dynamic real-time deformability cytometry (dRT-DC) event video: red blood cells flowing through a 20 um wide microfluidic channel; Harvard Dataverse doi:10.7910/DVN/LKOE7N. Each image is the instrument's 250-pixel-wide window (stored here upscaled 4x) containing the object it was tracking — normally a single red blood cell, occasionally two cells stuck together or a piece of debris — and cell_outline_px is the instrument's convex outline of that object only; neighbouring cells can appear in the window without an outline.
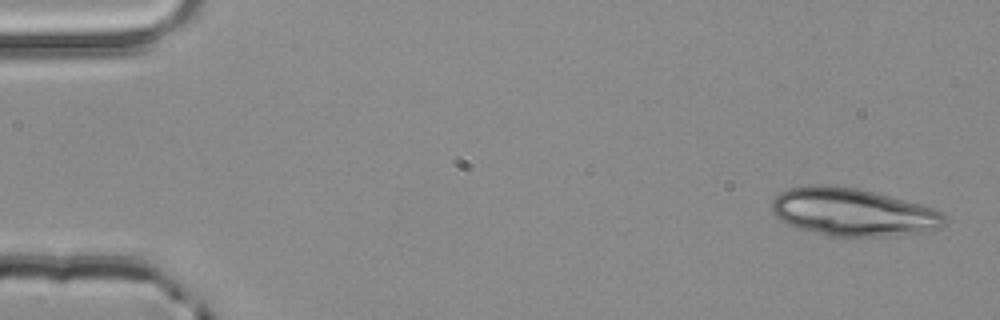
{"species": "common noctule bat (a hibernating species)", "species_latin": "Nyctalus noctula", "temperature_condition": "room temperature", "stored_images_in_passage": 5, "camera_frame_rate_fps": 3000, "um_per_image_px": 0.085, "animal": {"sex": "male", "body_mass_g": 20.4}, "frame": {"image": 1, "passage_image": 1, "time_ms": 0.0, "image_size_px": [1000, 320], "cell_outline_px": [[944, 224], [940, 228], [928, 232], [888, 236], [832, 236], [792, 228], [784, 224], [772, 212], [772, 200], [780, 192], [788, 188], [812, 184], [828, 184], [856, 188], [936, 208], [944, 212]], "centroid_in_image_um": [72.46, 18.04], "position_along_channel_um": 12.5, "area_um2": 48.55}}